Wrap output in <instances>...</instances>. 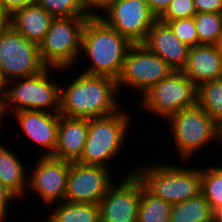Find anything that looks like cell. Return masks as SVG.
Here are the masks:
<instances>
[{"label": "cell", "mask_w": 222, "mask_h": 222, "mask_svg": "<svg viewBox=\"0 0 222 222\" xmlns=\"http://www.w3.org/2000/svg\"><path fill=\"white\" fill-rule=\"evenodd\" d=\"M197 13H222V0H193Z\"/></svg>", "instance_id": "obj_31"}, {"label": "cell", "mask_w": 222, "mask_h": 222, "mask_svg": "<svg viewBox=\"0 0 222 222\" xmlns=\"http://www.w3.org/2000/svg\"><path fill=\"white\" fill-rule=\"evenodd\" d=\"M216 222H222V211L216 215Z\"/></svg>", "instance_id": "obj_38"}, {"label": "cell", "mask_w": 222, "mask_h": 222, "mask_svg": "<svg viewBox=\"0 0 222 222\" xmlns=\"http://www.w3.org/2000/svg\"><path fill=\"white\" fill-rule=\"evenodd\" d=\"M34 0H0V5L10 13L24 6L30 5Z\"/></svg>", "instance_id": "obj_34"}, {"label": "cell", "mask_w": 222, "mask_h": 222, "mask_svg": "<svg viewBox=\"0 0 222 222\" xmlns=\"http://www.w3.org/2000/svg\"><path fill=\"white\" fill-rule=\"evenodd\" d=\"M201 192L216 215L222 211V164L201 167Z\"/></svg>", "instance_id": "obj_25"}, {"label": "cell", "mask_w": 222, "mask_h": 222, "mask_svg": "<svg viewBox=\"0 0 222 222\" xmlns=\"http://www.w3.org/2000/svg\"><path fill=\"white\" fill-rule=\"evenodd\" d=\"M139 106L165 118L197 104V86L182 71H172L142 96Z\"/></svg>", "instance_id": "obj_8"}, {"label": "cell", "mask_w": 222, "mask_h": 222, "mask_svg": "<svg viewBox=\"0 0 222 222\" xmlns=\"http://www.w3.org/2000/svg\"><path fill=\"white\" fill-rule=\"evenodd\" d=\"M7 88V81L4 79L0 69V97H5Z\"/></svg>", "instance_id": "obj_37"}, {"label": "cell", "mask_w": 222, "mask_h": 222, "mask_svg": "<svg viewBox=\"0 0 222 222\" xmlns=\"http://www.w3.org/2000/svg\"><path fill=\"white\" fill-rule=\"evenodd\" d=\"M166 23L173 33L187 46L191 48L199 45V37L193 17L167 21Z\"/></svg>", "instance_id": "obj_28"}, {"label": "cell", "mask_w": 222, "mask_h": 222, "mask_svg": "<svg viewBox=\"0 0 222 222\" xmlns=\"http://www.w3.org/2000/svg\"><path fill=\"white\" fill-rule=\"evenodd\" d=\"M38 158L36 166L29 167L28 189L37 193L43 203L56 205L65 200L70 162L52 156Z\"/></svg>", "instance_id": "obj_13"}, {"label": "cell", "mask_w": 222, "mask_h": 222, "mask_svg": "<svg viewBox=\"0 0 222 222\" xmlns=\"http://www.w3.org/2000/svg\"><path fill=\"white\" fill-rule=\"evenodd\" d=\"M172 71L174 70L160 56L148 50L142 43L133 44L116 80L118 91L124 85L143 95Z\"/></svg>", "instance_id": "obj_10"}, {"label": "cell", "mask_w": 222, "mask_h": 222, "mask_svg": "<svg viewBox=\"0 0 222 222\" xmlns=\"http://www.w3.org/2000/svg\"><path fill=\"white\" fill-rule=\"evenodd\" d=\"M219 143H220V145L222 143V124L220 125V141H219Z\"/></svg>", "instance_id": "obj_39"}, {"label": "cell", "mask_w": 222, "mask_h": 222, "mask_svg": "<svg viewBox=\"0 0 222 222\" xmlns=\"http://www.w3.org/2000/svg\"><path fill=\"white\" fill-rule=\"evenodd\" d=\"M11 27V13L0 5V35Z\"/></svg>", "instance_id": "obj_35"}, {"label": "cell", "mask_w": 222, "mask_h": 222, "mask_svg": "<svg viewBox=\"0 0 222 222\" xmlns=\"http://www.w3.org/2000/svg\"><path fill=\"white\" fill-rule=\"evenodd\" d=\"M53 19L43 7L33 2L11 13V27L28 41L39 45Z\"/></svg>", "instance_id": "obj_19"}, {"label": "cell", "mask_w": 222, "mask_h": 222, "mask_svg": "<svg viewBox=\"0 0 222 222\" xmlns=\"http://www.w3.org/2000/svg\"><path fill=\"white\" fill-rule=\"evenodd\" d=\"M196 86L222 78V55L218 45H198L189 49L182 70Z\"/></svg>", "instance_id": "obj_17"}, {"label": "cell", "mask_w": 222, "mask_h": 222, "mask_svg": "<svg viewBox=\"0 0 222 222\" xmlns=\"http://www.w3.org/2000/svg\"><path fill=\"white\" fill-rule=\"evenodd\" d=\"M51 70L62 69L47 67L36 75L8 81L7 87H12L6 89L7 111H13L11 114L21 110L59 113L61 86L51 79Z\"/></svg>", "instance_id": "obj_5"}, {"label": "cell", "mask_w": 222, "mask_h": 222, "mask_svg": "<svg viewBox=\"0 0 222 222\" xmlns=\"http://www.w3.org/2000/svg\"><path fill=\"white\" fill-rule=\"evenodd\" d=\"M174 138L176 154L187 161L201 149L220 141V126L198 105L184 108L166 119ZM196 152V153H195Z\"/></svg>", "instance_id": "obj_7"}, {"label": "cell", "mask_w": 222, "mask_h": 222, "mask_svg": "<svg viewBox=\"0 0 222 222\" xmlns=\"http://www.w3.org/2000/svg\"><path fill=\"white\" fill-rule=\"evenodd\" d=\"M6 147L0 143V181L21 198L28 189L29 175L26 170L29 167L23 165L16 152Z\"/></svg>", "instance_id": "obj_20"}, {"label": "cell", "mask_w": 222, "mask_h": 222, "mask_svg": "<svg viewBox=\"0 0 222 222\" xmlns=\"http://www.w3.org/2000/svg\"><path fill=\"white\" fill-rule=\"evenodd\" d=\"M173 204L149 193L140 181L137 222H169Z\"/></svg>", "instance_id": "obj_23"}, {"label": "cell", "mask_w": 222, "mask_h": 222, "mask_svg": "<svg viewBox=\"0 0 222 222\" xmlns=\"http://www.w3.org/2000/svg\"><path fill=\"white\" fill-rule=\"evenodd\" d=\"M136 165L134 173L153 196L171 204L184 202L201 193V169L169 163ZM143 166V167H142Z\"/></svg>", "instance_id": "obj_3"}, {"label": "cell", "mask_w": 222, "mask_h": 222, "mask_svg": "<svg viewBox=\"0 0 222 222\" xmlns=\"http://www.w3.org/2000/svg\"><path fill=\"white\" fill-rule=\"evenodd\" d=\"M85 9L90 15H98L97 10H103L113 0H82ZM97 9V10H96Z\"/></svg>", "instance_id": "obj_33"}, {"label": "cell", "mask_w": 222, "mask_h": 222, "mask_svg": "<svg viewBox=\"0 0 222 222\" xmlns=\"http://www.w3.org/2000/svg\"><path fill=\"white\" fill-rule=\"evenodd\" d=\"M88 134V119L60 116L54 158L77 162L83 153Z\"/></svg>", "instance_id": "obj_18"}, {"label": "cell", "mask_w": 222, "mask_h": 222, "mask_svg": "<svg viewBox=\"0 0 222 222\" xmlns=\"http://www.w3.org/2000/svg\"><path fill=\"white\" fill-rule=\"evenodd\" d=\"M23 132L31 141L38 143L45 152L41 156H51L57 145L60 113L38 110H21L12 114Z\"/></svg>", "instance_id": "obj_15"}, {"label": "cell", "mask_w": 222, "mask_h": 222, "mask_svg": "<svg viewBox=\"0 0 222 222\" xmlns=\"http://www.w3.org/2000/svg\"><path fill=\"white\" fill-rule=\"evenodd\" d=\"M169 222H216V214L201 192L191 199L173 204Z\"/></svg>", "instance_id": "obj_21"}, {"label": "cell", "mask_w": 222, "mask_h": 222, "mask_svg": "<svg viewBox=\"0 0 222 222\" xmlns=\"http://www.w3.org/2000/svg\"><path fill=\"white\" fill-rule=\"evenodd\" d=\"M90 16L54 18L43 41L40 56L49 68L72 69L81 54L82 33Z\"/></svg>", "instance_id": "obj_6"}, {"label": "cell", "mask_w": 222, "mask_h": 222, "mask_svg": "<svg viewBox=\"0 0 222 222\" xmlns=\"http://www.w3.org/2000/svg\"><path fill=\"white\" fill-rule=\"evenodd\" d=\"M197 104L219 126L222 124V78L197 86Z\"/></svg>", "instance_id": "obj_24"}, {"label": "cell", "mask_w": 222, "mask_h": 222, "mask_svg": "<svg viewBox=\"0 0 222 222\" xmlns=\"http://www.w3.org/2000/svg\"><path fill=\"white\" fill-rule=\"evenodd\" d=\"M218 46H219V49H220L221 55H222V39H221V41L218 43Z\"/></svg>", "instance_id": "obj_40"}, {"label": "cell", "mask_w": 222, "mask_h": 222, "mask_svg": "<svg viewBox=\"0 0 222 222\" xmlns=\"http://www.w3.org/2000/svg\"><path fill=\"white\" fill-rule=\"evenodd\" d=\"M46 68L38 44L28 41L12 27L0 35V69L7 82L36 75Z\"/></svg>", "instance_id": "obj_9"}, {"label": "cell", "mask_w": 222, "mask_h": 222, "mask_svg": "<svg viewBox=\"0 0 222 222\" xmlns=\"http://www.w3.org/2000/svg\"><path fill=\"white\" fill-rule=\"evenodd\" d=\"M133 43L107 25L97 15H91L82 33L81 53H85L91 66L81 73L108 76L117 80L126 55Z\"/></svg>", "instance_id": "obj_2"}, {"label": "cell", "mask_w": 222, "mask_h": 222, "mask_svg": "<svg viewBox=\"0 0 222 222\" xmlns=\"http://www.w3.org/2000/svg\"><path fill=\"white\" fill-rule=\"evenodd\" d=\"M136 167L127 171L121 183H114L100 202V222H137L140 179Z\"/></svg>", "instance_id": "obj_14"}, {"label": "cell", "mask_w": 222, "mask_h": 222, "mask_svg": "<svg viewBox=\"0 0 222 222\" xmlns=\"http://www.w3.org/2000/svg\"><path fill=\"white\" fill-rule=\"evenodd\" d=\"M110 168L70 162L65 201L100 204L115 183Z\"/></svg>", "instance_id": "obj_12"}, {"label": "cell", "mask_w": 222, "mask_h": 222, "mask_svg": "<svg viewBox=\"0 0 222 222\" xmlns=\"http://www.w3.org/2000/svg\"><path fill=\"white\" fill-rule=\"evenodd\" d=\"M54 18L91 16L82 0H34Z\"/></svg>", "instance_id": "obj_27"}, {"label": "cell", "mask_w": 222, "mask_h": 222, "mask_svg": "<svg viewBox=\"0 0 222 222\" xmlns=\"http://www.w3.org/2000/svg\"><path fill=\"white\" fill-rule=\"evenodd\" d=\"M7 114V109H6V101L5 97H0V128L3 127L1 123H3V119Z\"/></svg>", "instance_id": "obj_36"}, {"label": "cell", "mask_w": 222, "mask_h": 222, "mask_svg": "<svg viewBox=\"0 0 222 222\" xmlns=\"http://www.w3.org/2000/svg\"><path fill=\"white\" fill-rule=\"evenodd\" d=\"M196 13L193 0H173L158 19L166 23L177 19L192 18Z\"/></svg>", "instance_id": "obj_29"}, {"label": "cell", "mask_w": 222, "mask_h": 222, "mask_svg": "<svg viewBox=\"0 0 222 222\" xmlns=\"http://www.w3.org/2000/svg\"><path fill=\"white\" fill-rule=\"evenodd\" d=\"M193 18L199 45H218L222 39V13H196Z\"/></svg>", "instance_id": "obj_26"}, {"label": "cell", "mask_w": 222, "mask_h": 222, "mask_svg": "<svg viewBox=\"0 0 222 222\" xmlns=\"http://www.w3.org/2000/svg\"><path fill=\"white\" fill-rule=\"evenodd\" d=\"M68 86H61L60 114L69 118L92 119L120 110L116 79L79 73ZM116 96V97H115Z\"/></svg>", "instance_id": "obj_1"}, {"label": "cell", "mask_w": 222, "mask_h": 222, "mask_svg": "<svg viewBox=\"0 0 222 222\" xmlns=\"http://www.w3.org/2000/svg\"><path fill=\"white\" fill-rule=\"evenodd\" d=\"M142 44L160 56L174 71H182L190 47L184 44L167 23L156 19Z\"/></svg>", "instance_id": "obj_16"}, {"label": "cell", "mask_w": 222, "mask_h": 222, "mask_svg": "<svg viewBox=\"0 0 222 222\" xmlns=\"http://www.w3.org/2000/svg\"><path fill=\"white\" fill-rule=\"evenodd\" d=\"M124 110L88 119L87 140L81 158L77 162L109 168L110 163L107 162L123 150V142L126 140L131 123L129 113H125Z\"/></svg>", "instance_id": "obj_4"}, {"label": "cell", "mask_w": 222, "mask_h": 222, "mask_svg": "<svg viewBox=\"0 0 222 222\" xmlns=\"http://www.w3.org/2000/svg\"><path fill=\"white\" fill-rule=\"evenodd\" d=\"M53 208L46 218L49 222H100L99 204L64 200Z\"/></svg>", "instance_id": "obj_22"}, {"label": "cell", "mask_w": 222, "mask_h": 222, "mask_svg": "<svg viewBox=\"0 0 222 222\" xmlns=\"http://www.w3.org/2000/svg\"><path fill=\"white\" fill-rule=\"evenodd\" d=\"M97 15L133 44L142 43L157 19L146 0H113ZM104 12V13H103Z\"/></svg>", "instance_id": "obj_11"}, {"label": "cell", "mask_w": 222, "mask_h": 222, "mask_svg": "<svg viewBox=\"0 0 222 222\" xmlns=\"http://www.w3.org/2000/svg\"><path fill=\"white\" fill-rule=\"evenodd\" d=\"M173 0H146L151 13L158 19Z\"/></svg>", "instance_id": "obj_32"}, {"label": "cell", "mask_w": 222, "mask_h": 222, "mask_svg": "<svg viewBox=\"0 0 222 222\" xmlns=\"http://www.w3.org/2000/svg\"><path fill=\"white\" fill-rule=\"evenodd\" d=\"M14 199L20 198L0 181V222L7 220V209Z\"/></svg>", "instance_id": "obj_30"}]
</instances>
